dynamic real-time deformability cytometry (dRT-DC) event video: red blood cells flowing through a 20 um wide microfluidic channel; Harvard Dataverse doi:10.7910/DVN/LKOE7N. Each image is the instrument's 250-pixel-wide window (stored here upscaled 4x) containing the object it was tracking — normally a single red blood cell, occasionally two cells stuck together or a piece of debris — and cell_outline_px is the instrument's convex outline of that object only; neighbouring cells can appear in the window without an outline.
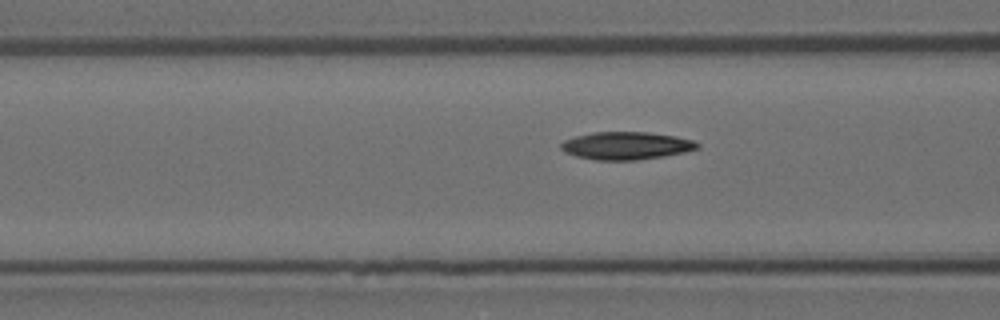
{"species": "Egyptian fruit bat (a non-hibernating species)", "species_latin": "Rousettus aegyptiacus", "temperature_condition": "room temperature", "stored_images_in_passage": 13, "camera_frame_rate_fps": 3000, "um_per_image_px": 0.085, "animal": {"sex": "female"}, "frame": {"image": 1, "passage_image": 11, "time_ms": 3.333, "image_size_px": [1000, 320], "cell_outline_px": [[700, 148], [684, 152], [664, 156], [636, 160], [596, 160], [576, 156], [564, 152], [560, 148], [560, 144], [564, 140], [576, 136], [592, 132], [648, 132], [676, 136], [692, 140], [700, 144]], "centroid_in_image_um": [53.22, 12.38], "position_along_channel_um": 113.4, "area_um2": 22.08}}